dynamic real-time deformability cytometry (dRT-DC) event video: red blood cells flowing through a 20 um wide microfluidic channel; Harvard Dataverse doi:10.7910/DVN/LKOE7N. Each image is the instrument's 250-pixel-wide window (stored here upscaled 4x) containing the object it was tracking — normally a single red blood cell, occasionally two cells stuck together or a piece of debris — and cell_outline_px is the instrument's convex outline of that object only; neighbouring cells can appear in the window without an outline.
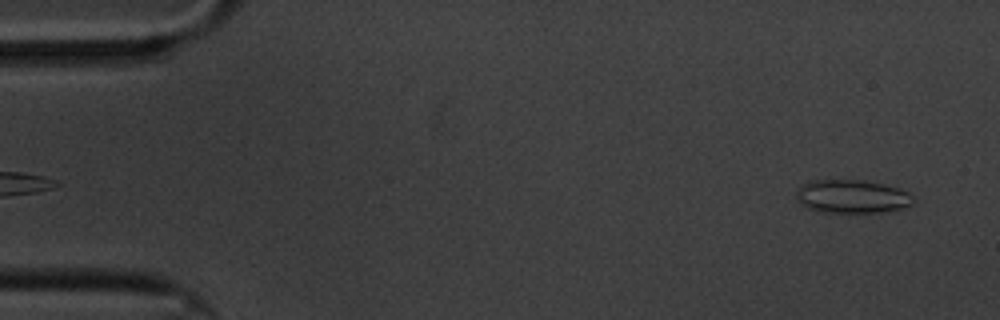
{"species": "common noctule bat (a hibernating species)", "species_latin": "Nyctalus noctula", "temperature_condition": "cold", "stored_images_in_passage": 58, "camera_frame_rate_fps": 3000, "um_per_image_px": 0.085, "animal": {"sex": "male", "body_mass_g": 20.1, "forearm_length_mm": 53.5}, "frame": {"image": 1, "passage_image": 2, "time_ms": 0.333, "image_size_px": [1000, 320], "cell_outline_px": [[916, 204], [884, 212], [824, 212], [808, 208], [800, 204], [796, 200], [796, 192], [800, 184], [808, 180], [864, 180], [884, 184], [908, 192], [916, 200]], "centroid_in_image_um": [72.4, 16.69], "position_along_channel_um": 12.6, "area_um2": 23.0}}
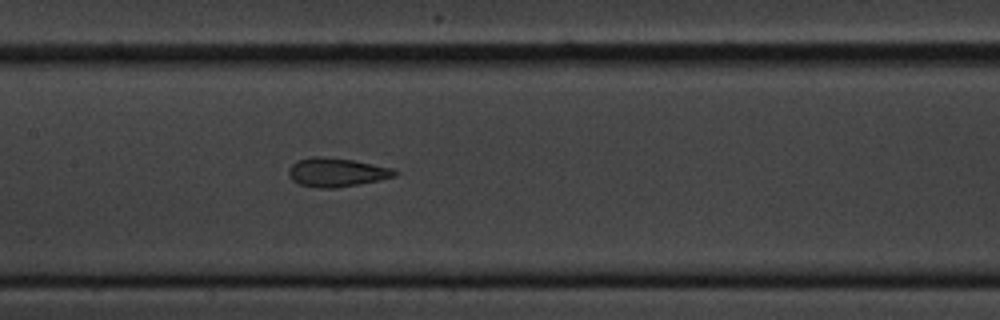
{"frame": {"image": 2, "passage_image": 27, "time_ms": 8.667, "image_size_px": [1000, 320], "cell_outline_px": [[400, 172], [396, 176], [380, 180], [360, 184], [336, 188], [320, 188], [300, 184], [292, 180], [288, 176], [288, 168], [296, 160], [312, 156], [320, 156], [352, 160], [392, 168]], "centroid_in_image_um": [28.6, 14.65], "position_along_channel_um": 178.8, "area_um2": 17.92}}
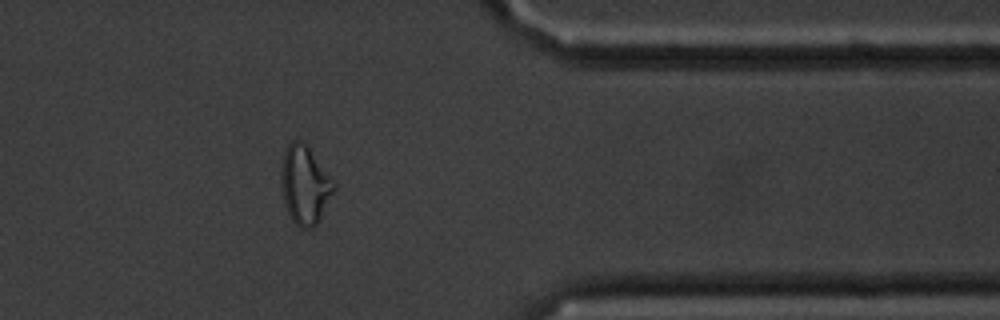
{"frame": {"image": 3, "passage_image": 47, "time_ms": 15.333, "image_size_px": [1000, 320], "cell_outline_px": [[336, 188], [320, 220], [312, 228], [300, 228], [292, 220], [288, 212], [284, 200], [280, 176], [280, 172], [284, 152], [288, 144], [292, 140], [300, 140], [308, 148], [336, 180]], "centroid_in_image_um": [25.94, 15.73], "position_along_channel_um": 385.5, "area_um2": 24.22}, "authors_computed_cell_mechanics": {"area_um2": 19.5075, "velocity_mm_per_s": 3.3294, "shape_relaxation_time_tau1_ms": null, "shape_relaxation_time_tau2_ms": 2.0479, "deformation_change_tau1": null, "deformation_change_tau2": 0.0783}}